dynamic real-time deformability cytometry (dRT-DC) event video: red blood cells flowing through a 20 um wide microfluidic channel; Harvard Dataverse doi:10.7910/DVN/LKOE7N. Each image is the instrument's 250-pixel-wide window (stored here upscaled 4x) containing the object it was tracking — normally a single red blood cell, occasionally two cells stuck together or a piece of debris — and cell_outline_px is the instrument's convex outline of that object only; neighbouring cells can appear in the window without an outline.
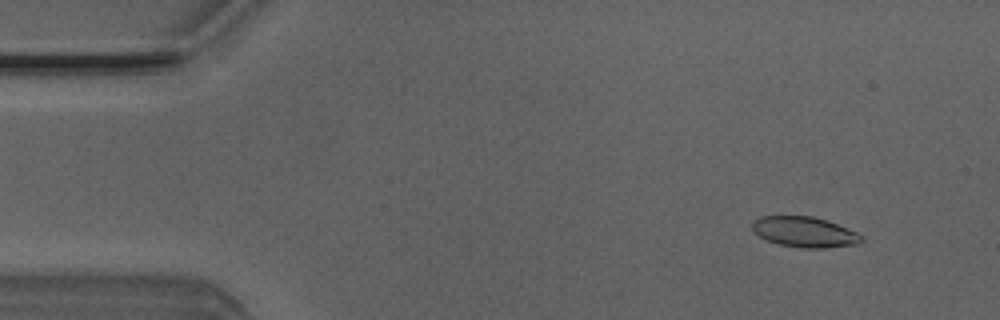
{"species": "Egyptian fruit bat (a non-hibernating species)", "species_latin": "Rousettus aegyptiacus", "temperature_condition": "room temperature", "stored_images_in_passage": 35, "camera_frame_rate_fps": 3000, "um_per_image_px": 0.085, "animal": {"sex": "male"}, "frame": {"image": 1, "passage_image": 5, "time_ms": 1.333, "image_size_px": [1000, 320], "cell_outline_px": [[864, 240], [860, 244], [824, 248], [804, 248], [780, 244], [768, 240], [752, 232], [752, 220], [760, 216], [812, 216], [836, 224], [856, 232], [864, 236]], "centroid_in_image_um": [68.38, 19.72], "position_along_channel_um": 16.6, "area_um2": 19.36}}
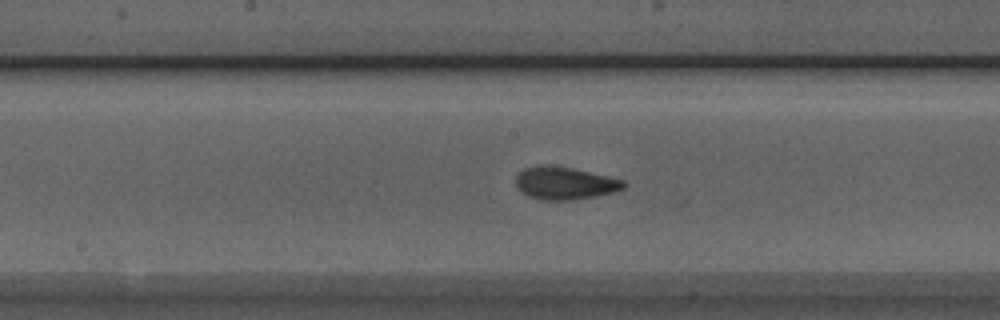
{"frame": {"image": 2, "passage_image": 26, "time_ms": 8.333, "image_size_px": [1000, 320], "cell_outline_px": [[628, 184], [624, 188], [612, 192], [596, 196], [572, 200], [540, 200], [528, 196], [520, 192], [516, 184], [516, 176], [524, 168], [540, 164], [548, 164], [572, 168], [608, 176], [624, 180]], "centroid_in_image_um": [47.98, 15.56], "position_along_channel_um": 200.2, "area_um2": 20.69}}
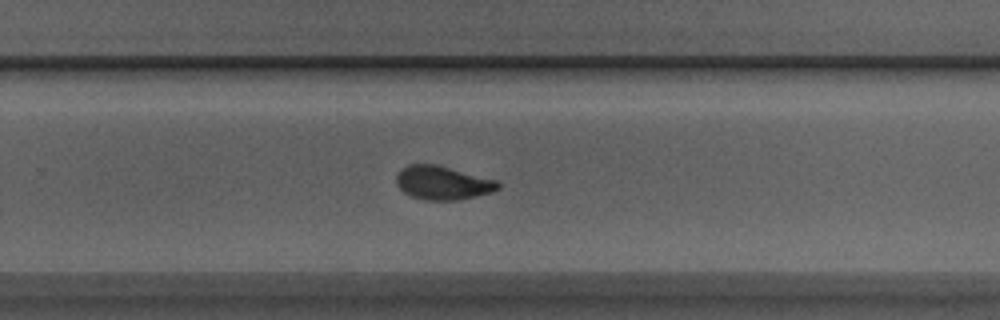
{"frame": {"image": 3, "passage_image": 33, "time_ms": 10.667, "image_size_px": [1000, 320], "cell_outline_px": [[500, 188], [492, 192], [460, 200], [424, 200], [412, 196], [404, 192], [396, 184], [396, 176], [400, 168], [408, 164], [436, 164], [496, 180], [500, 184]], "centroid_in_image_um": [37.6, 15.54], "position_along_channel_um": 292.2, "area_um2": 20.0}}